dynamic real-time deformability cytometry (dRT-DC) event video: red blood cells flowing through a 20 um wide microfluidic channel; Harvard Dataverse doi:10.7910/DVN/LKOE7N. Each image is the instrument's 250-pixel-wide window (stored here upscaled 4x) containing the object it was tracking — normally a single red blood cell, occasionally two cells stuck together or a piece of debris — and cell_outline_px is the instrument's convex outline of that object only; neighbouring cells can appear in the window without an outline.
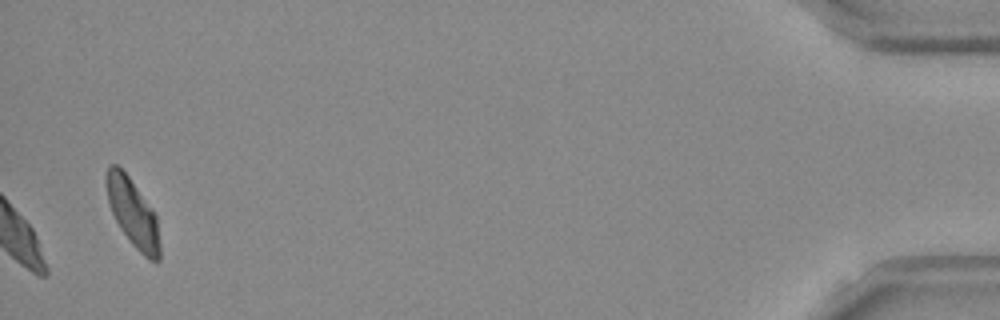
{"species": "Egyptian fruit bat (a non-hibernating species)", "species_latin": "Rousettus aegyptiacus", "temperature_condition": "room temperature", "stored_images_in_passage": 40, "camera_frame_rate_fps": 3000, "um_per_image_px": 0.085, "frame": {"image": 1, "passage_image": 40, "time_ms": 13.0, "image_size_px": [1000, 320], "cell_outline_px": [[160, 260], [156, 264], [148, 260], [132, 244], [120, 228], [112, 212], [108, 200], [104, 176], [108, 164], [116, 164], [128, 176], [152, 208], [156, 216], [160, 244]], "centroid_in_image_um": [11.29, 18.11], "position_along_channel_um": 423.9, "area_um2": 21.21}, "authors_computed_cell_mechanics": {"area_um2": 21.9062, "velocity_mm_per_s": 3.7381, "shape_relaxation_time_tau1_ms": 2.3366, "shape_relaxation_time_tau2_ms": 1.2152, "deformation_change_tau1": 0.1036, "deformation_change_tau2": 0.0692}}